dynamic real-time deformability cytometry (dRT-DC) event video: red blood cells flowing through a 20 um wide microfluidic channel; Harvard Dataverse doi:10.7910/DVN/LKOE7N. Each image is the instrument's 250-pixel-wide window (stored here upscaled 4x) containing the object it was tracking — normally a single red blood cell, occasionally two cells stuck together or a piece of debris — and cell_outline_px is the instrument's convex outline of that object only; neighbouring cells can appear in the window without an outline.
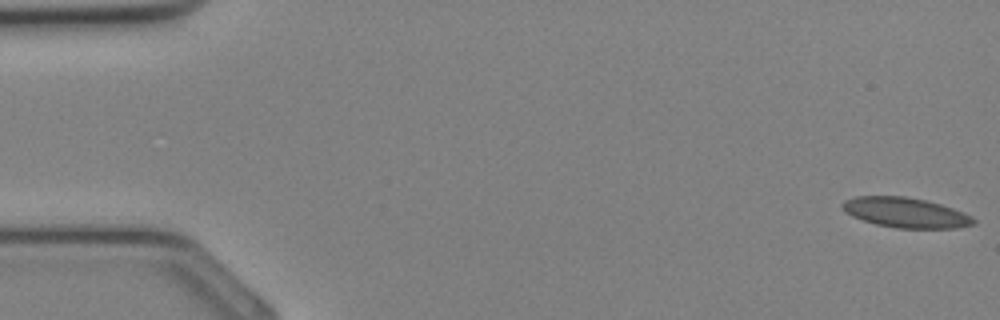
{"species": "Egyptian fruit bat (a non-hibernating species)", "species_latin": "Rousettus aegyptiacus", "temperature_condition": "cold", "stored_images_in_passage": 34, "camera_frame_rate_fps": 3000, "um_per_image_px": 0.085, "animal": {"sex": "female"}, "frame": {"image": 1, "passage_image": 1, "time_ms": 0.0, "image_size_px": [1000, 320], "cell_outline_px": [[976, 224], [956, 228], [896, 228], [876, 224], [852, 216], [840, 204], [844, 200], [856, 196], [904, 196], [924, 200], [940, 204], [964, 212], [972, 216], [976, 220]], "centroid_in_image_um": [77.01, 18.07], "position_along_channel_um": 8.0, "area_um2": 22.83}}
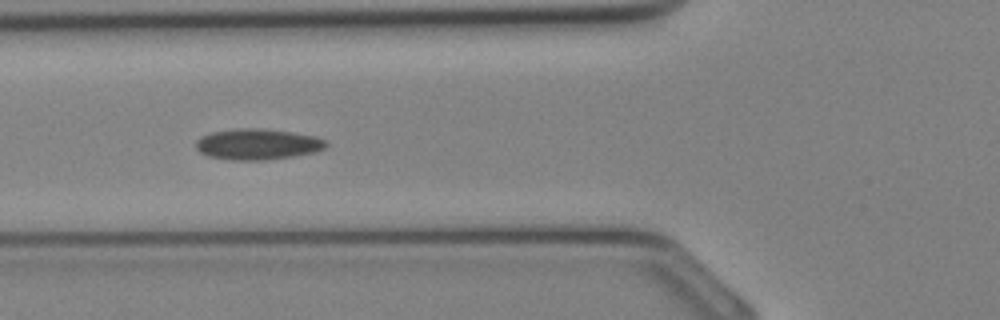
{"frame": {"image": 2, "passage_image": 13, "time_ms": 4.0, "image_size_px": [1000, 320], "cell_outline_px": [[328, 144], [324, 148], [316, 152], [292, 156], [264, 160], [232, 160], [208, 156], [200, 152], [196, 148], [196, 140], [200, 136], [212, 132], [240, 128], [264, 128], [292, 132], [316, 136], [324, 140]], "centroid_in_image_um": [21.88, 12.25], "position_along_channel_um": 103.9, "area_um2": 23.47}}
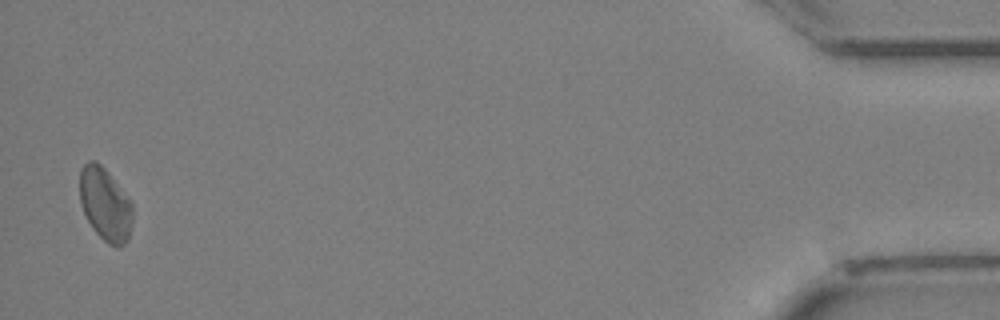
{"frame": {"image": 3, "passage_image": 34, "time_ms": 11.0, "image_size_px": [1000, 320], "cell_outline_px": [[132, 220], [128, 240], [120, 248], [116, 248], [108, 244], [92, 228], [80, 204], [80, 168], [88, 160], [96, 160], [108, 172], [132, 204]], "centroid_in_image_um": [8.93, 17.38], "position_along_channel_um": 426.3, "area_um2": 22.43}}